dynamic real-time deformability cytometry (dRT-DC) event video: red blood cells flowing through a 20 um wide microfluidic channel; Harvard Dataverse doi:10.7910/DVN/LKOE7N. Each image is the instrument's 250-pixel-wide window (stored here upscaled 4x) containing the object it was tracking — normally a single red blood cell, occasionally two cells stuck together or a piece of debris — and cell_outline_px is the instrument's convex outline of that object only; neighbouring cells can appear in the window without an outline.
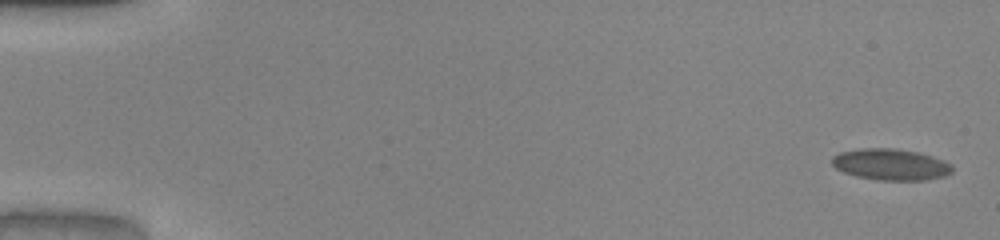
{"species": "common noctule bat (a hibernating species)", "species_latin": "Nyctalus noctula", "temperature_condition": "warm", "stored_images_in_passage": 52, "camera_frame_rate_fps": 3000, "um_per_image_px": 0.085, "animal": {"sex": "male", "body_mass_g": 20.0, "forearm_length_mm": 53.3}, "frame": {"image": 1, "passage_image": 1, "time_ms": 0.0, "image_size_px": [1000, 240], "cell_outline_px": [[952, 172], [944, 176], [924, 180], [880, 180], [856, 176], [844, 172], [836, 168], [832, 164], [832, 156], [840, 152], [860, 148], [892, 148], [916, 152], [932, 156], [944, 160], [952, 164]], "centroid_in_image_um": [75.71, 13.97], "position_along_channel_um": 9.3, "area_um2": 21.91}}
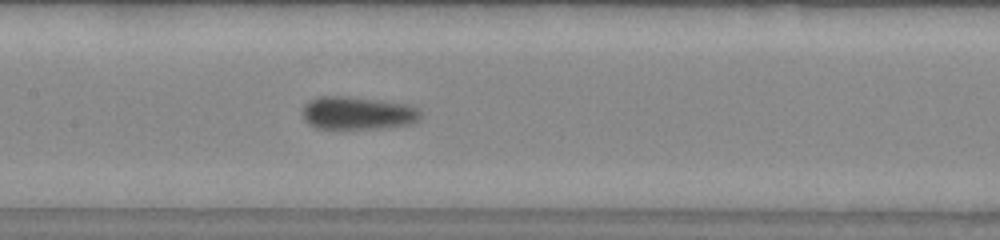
{"frame": {"image": 2, "passage_image": 26, "time_ms": 8.333, "image_size_px": [1000, 240], "cell_outline_px": [[420, 120], [412, 124], [380, 128], [316, 128], [308, 124], [304, 120], [304, 104], [308, 100], [320, 96], [348, 96], [412, 104], [420, 112]], "centroid_in_image_um": [30.42, 9.6], "position_along_channel_um": 177.0, "area_um2": 22.83}}
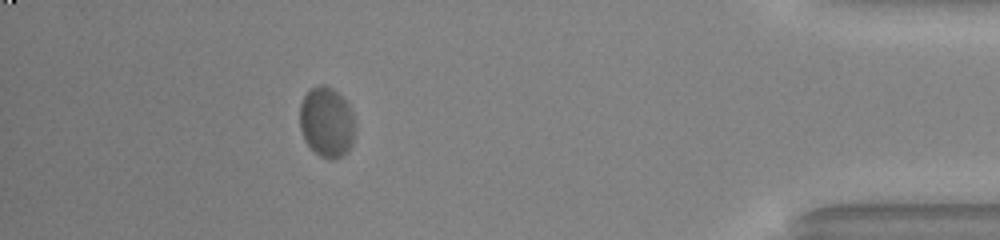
{"frame": {"image": 3, "passage_image": 47, "time_ms": 15.333, "image_size_px": [1000, 240], "cell_outline_px": [[356, 132], [352, 144], [340, 156], [332, 160], [328, 160], [320, 156], [304, 140], [300, 128], [300, 104], [304, 96], [312, 88], [320, 84], [324, 84], [332, 88], [348, 104], [352, 112], [356, 124]], "centroid_in_image_um": [27.78, 10.39], "position_along_channel_um": 407.4, "area_um2": 22.66}, "authors_computed_cell_mechanics": {"area_um2": 21.8195, "velocity_mm_per_s": 3.9635, "shape_relaxation_time_tau1_ms": 2.5553, "shape_relaxation_time_tau2_ms": null, "deformation_change_tau1": 0.1238, "deformation_change_tau2": null}}